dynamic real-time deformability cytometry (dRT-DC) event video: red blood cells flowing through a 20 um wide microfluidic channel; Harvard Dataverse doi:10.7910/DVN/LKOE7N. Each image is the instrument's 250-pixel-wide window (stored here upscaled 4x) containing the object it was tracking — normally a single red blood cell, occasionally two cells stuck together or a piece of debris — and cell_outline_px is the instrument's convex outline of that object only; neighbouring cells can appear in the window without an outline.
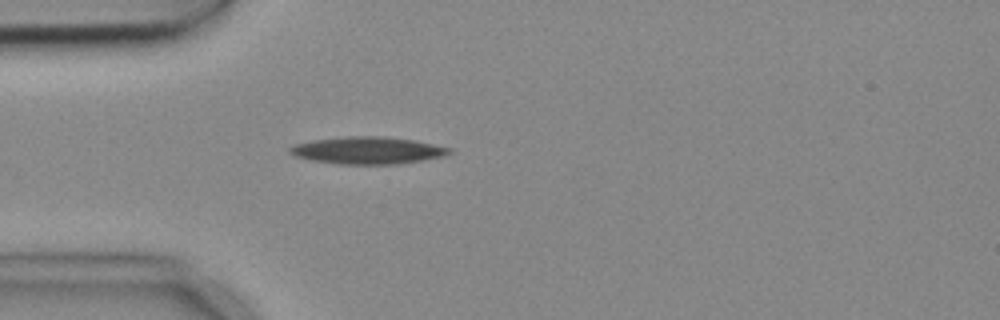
{"species": "common noctule bat (a hibernating species)", "species_latin": "Nyctalus noctula", "temperature_condition": "cold", "stored_images_in_passage": 4, "camera_frame_rate_fps": 3000, "um_per_image_px": 0.085, "animal": {"sex": "female", "body_mass_g": 18.4}, "frame": {"image": 1, "passage_image": 4, "time_ms": 1.0, "image_size_px": [1000, 320], "cell_outline_px": [[452, 152], [444, 156], [424, 160], [396, 164], [340, 164], [312, 160], [292, 156], [288, 152], [288, 148], [296, 144], [316, 140], [348, 136], [380, 136], [416, 140], [452, 148]], "centroid_in_image_um": [31.27, 12.78], "position_along_channel_um": 53.7, "area_um2": 25.26}}